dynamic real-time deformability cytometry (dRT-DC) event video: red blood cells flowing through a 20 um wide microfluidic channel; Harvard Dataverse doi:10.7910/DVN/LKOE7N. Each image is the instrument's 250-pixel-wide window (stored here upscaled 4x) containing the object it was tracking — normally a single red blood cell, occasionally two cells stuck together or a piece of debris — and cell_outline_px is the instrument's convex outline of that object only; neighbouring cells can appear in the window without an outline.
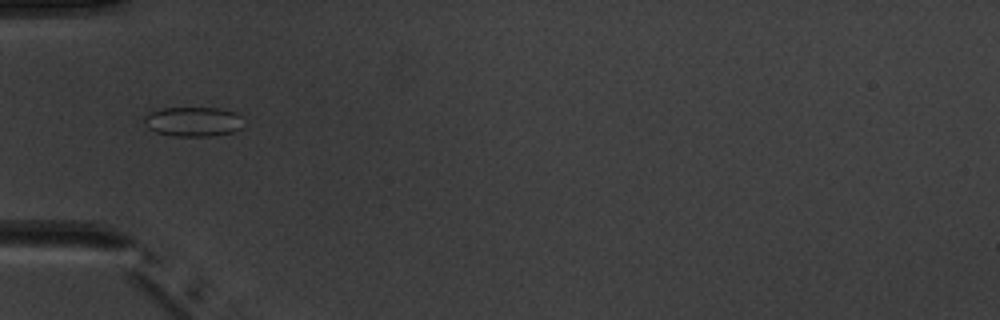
{"species": "common noctule bat (a hibernating species)", "species_latin": "Nyctalus noctula", "temperature_condition": "warm", "stored_images_in_passage": 4, "camera_frame_rate_fps": 3000, "um_per_image_px": 0.085, "animal": {"sex": "male", "body_mass_g": 20.1, "forearm_length_mm": 53.5}, "frame": {"image": 1, "passage_image": 2, "time_ms": 1.333, "image_size_px": [1000, 320], "cell_outline_px": [[240, 128], [232, 132], [212, 136], [172, 136], [156, 132], [148, 128], [144, 124], [144, 116], [160, 108], [220, 108], [236, 112], [240, 116]], "centroid_in_image_um": [16.38, 10.34], "position_along_channel_um": 68.6, "area_um2": 17.05}}
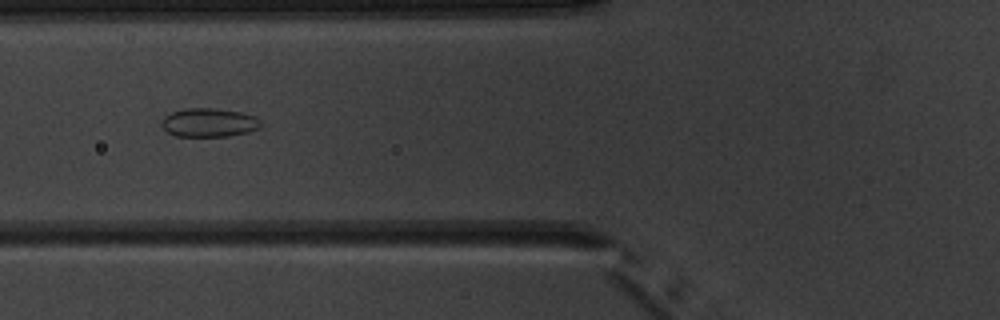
{"frame": {"image": 2, "passage_image": 3, "time_ms": 2.333, "image_size_px": [1000, 320], "cell_outline_px": [[260, 128], [248, 132], [228, 136], [176, 136], [168, 132], [160, 124], [160, 120], [164, 116], [172, 112], [188, 108], [216, 108], [240, 112], [256, 116], [260, 120]], "centroid_in_image_um": [17.76, 10.41], "position_along_channel_um": 108.0, "area_um2": 16.65}}
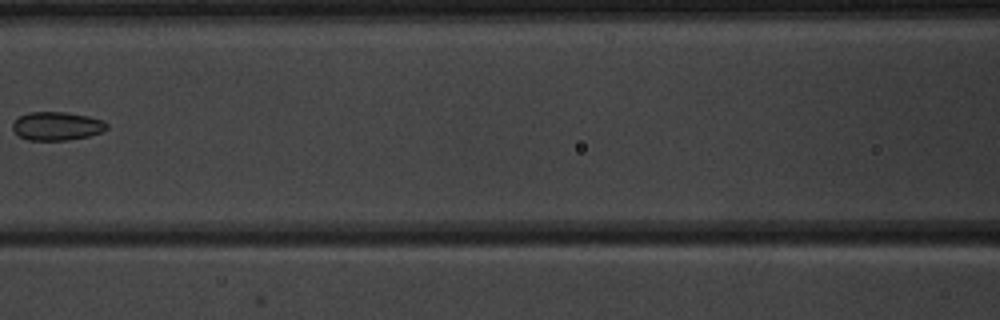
{"frame": {"image": 3, "passage_image": 4, "time_ms": 3.667, "image_size_px": [1000, 320], "cell_outline_px": [[108, 128], [104, 132], [88, 136], [68, 140], [28, 140], [20, 136], [12, 128], [12, 124], [20, 116], [28, 112], [64, 112], [88, 116], [104, 120], [108, 124]], "centroid_in_image_um": [4.88, 10.71], "position_along_channel_um": 161.7, "area_um2": 15.66}}